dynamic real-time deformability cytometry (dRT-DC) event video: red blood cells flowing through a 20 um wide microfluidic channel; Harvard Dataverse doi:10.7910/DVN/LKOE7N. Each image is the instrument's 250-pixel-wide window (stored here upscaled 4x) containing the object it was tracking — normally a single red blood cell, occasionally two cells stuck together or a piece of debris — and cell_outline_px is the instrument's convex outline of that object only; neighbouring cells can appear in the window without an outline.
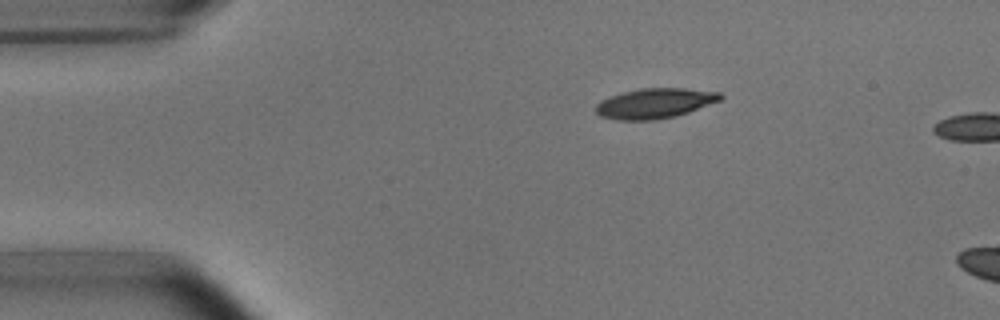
{"species": "common noctule bat (a hibernating species)", "species_latin": "Nyctalus noctula", "temperature_condition": "room temperature", "stored_images_in_passage": 2, "camera_frame_rate_fps": 3000, "um_per_image_px": 0.085, "animal": {"sex": "male", "body_mass_g": 15.6}, "frame": {"image": 1, "passage_image": 1, "time_ms": 0.0, "image_size_px": [1000, 320], "cell_outline_px": [[724, 96], [720, 100], [688, 112], [676, 116], [652, 120], [616, 120], [600, 116], [596, 112], [596, 104], [600, 100], [620, 92], [640, 88], [684, 88], [720, 92]], "centroid_in_image_um": [55.63, 8.77], "position_along_channel_um": 29.4, "area_um2": 21.91}}